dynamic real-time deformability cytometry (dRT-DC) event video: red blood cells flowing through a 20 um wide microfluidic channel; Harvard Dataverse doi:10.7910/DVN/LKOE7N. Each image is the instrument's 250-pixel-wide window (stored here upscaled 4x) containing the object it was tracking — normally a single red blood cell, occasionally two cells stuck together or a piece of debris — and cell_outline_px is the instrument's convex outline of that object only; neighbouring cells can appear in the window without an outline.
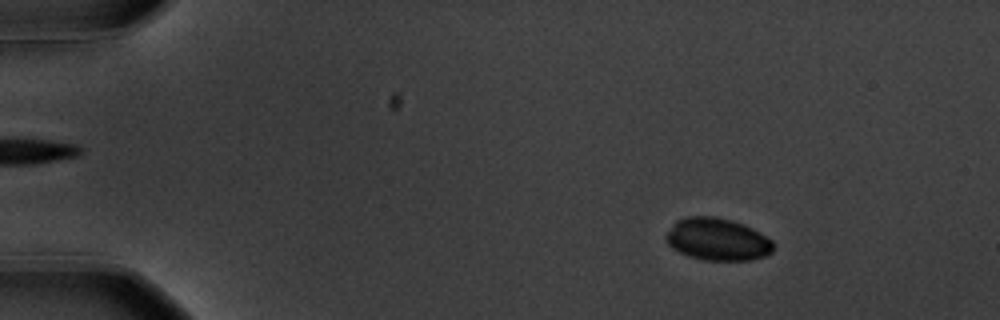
{"species": "common noctule bat (a hibernating species)", "species_latin": "Nyctalus noctula", "temperature_condition": "warm", "stored_images_in_passage": 58, "camera_frame_rate_fps": 3000, "um_per_image_px": 0.085, "animal": {"sex": "male", "body_mass_g": 20.1, "forearm_length_mm": 53.5}, "frame": {"image": 1, "passage_image": 9, "time_ms": 2.667, "image_size_px": [1000, 320], "cell_outline_px": [[772, 252], [764, 256], [752, 260], [704, 260], [688, 256], [672, 248], [668, 244], [664, 236], [672, 224], [676, 220], [688, 216], [716, 216], [732, 220], [744, 224], [760, 232], [772, 240]], "centroid_in_image_um": [60.96, 20.33], "position_along_channel_um": 24.0, "area_um2": 26.65}}
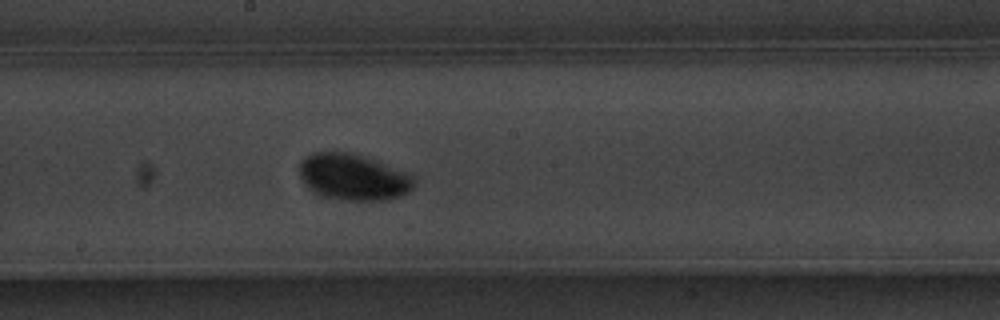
{"frame": {"image": 2, "passage_image": 33, "time_ms": 10.667, "image_size_px": [1000, 320], "cell_outline_px": [[416, 184], [408, 192], [400, 196], [388, 200], [348, 200], [324, 196], [312, 188], [300, 176], [300, 160], [304, 156], [312, 152], [352, 152], [376, 160], [416, 176]], "centroid_in_image_um": [30.09, 15.03], "position_along_channel_um": 218.1, "area_um2": 30.81}}
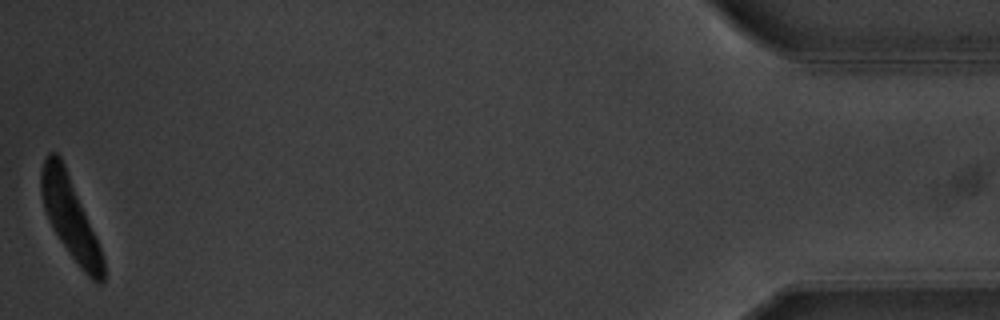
{"frame": {"image": 3, "passage_image": 58, "time_ms": 19.0, "image_size_px": [1000, 320], "cell_outline_px": [[104, 280], [100, 284], [96, 284], [80, 268], [68, 252], [60, 240], [44, 208], [40, 192], [40, 172], [44, 160], [48, 152], [56, 152], [60, 156], [64, 164], [100, 248], [104, 260]], "centroid_in_image_um": [5.95, 18.49], "position_along_channel_um": 429.3, "area_um2": 28.61}, "authors_computed_cell_mechanics": {"area_um2": 28.8133, "velocity_mm_per_s": 3.5542, "shape_relaxation_time_tau1_ms": 2.4792, "shape_relaxation_time_tau2_ms": null, "deformation_change_tau1": 0.1325, "deformation_change_tau2": null}}